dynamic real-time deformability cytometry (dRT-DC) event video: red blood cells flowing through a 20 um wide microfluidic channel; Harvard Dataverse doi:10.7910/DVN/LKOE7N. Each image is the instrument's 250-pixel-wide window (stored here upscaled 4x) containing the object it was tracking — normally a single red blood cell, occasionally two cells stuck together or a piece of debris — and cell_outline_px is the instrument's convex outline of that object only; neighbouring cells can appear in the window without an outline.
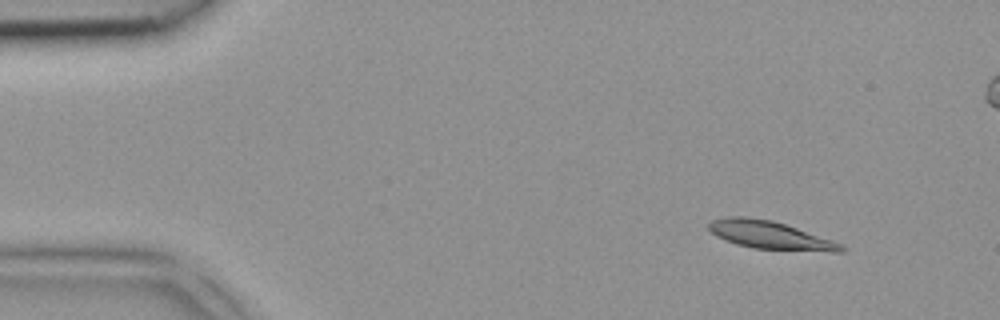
{"species": "common noctule bat (a hibernating species)", "species_latin": "Nyctalus noctula", "temperature_condition": "room temperature", "stored_images_in_passage": 5, "camera_frame_rate_fps": 3000, "um_per_image_px": 0.085, "animal": {"sex": "female", "body_mass_g": 18.4}, "frame": {"image": 1, "passage_image": 2, "time_ms": 0.333, "image_size_px": [1000, 320], "cell_outline_px": [[848, 248], [844, 252], [832, 252], [752, 248], [736, 244], [716, 236], [708, 228], [708, 224], [712, 220], [728, 216], [748, 216], [772, 220], [844, 244]], "centroid_in_image_um": [65.48, 19.99], "position_along_channel_um": 19.5, "area_um2": 21.68}}